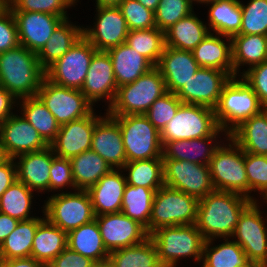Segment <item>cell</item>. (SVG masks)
I'll return each instance as SVG.
<instances>
[{
  "mask_svg": "<svg viewBox=\"0 0 267 267\" xmlns=\"http://www.w3.org/2000/svg\"><path fill=\"white\" fill-rule=\"evenodd\" d=\"M46 77L37 54L19 45L0 53V86L16 99L35 97Z\"/></svg>",
  "mask_w": 267,
  "mask_h": 267,
  "instance_id": "obj_2",
  "label": "cell"
},
{
  "mask_svg": "<svg viewBox=\"0 0 267 267\" xmlns=\"http://www.w3.org/2000/svg\"><path fill=\"white\" fill-rule=\"evenodd\" d=\"M263 200L265 199V200H267V191L263 194Z\"/></svg>",
  "mask_w": 267,
  "mask_h": 267,
  "instance_id": "obj_66",
  "label": "cell"
},
{
  "mask_svg": "<svg viewBox=\"0 0 267 267\" xmlns=\"http://www.w3.org/2000/svg\"><path fill=\"white\" fill-rule=\"evenodd\" d=\"M66 247L67 233L45 217L37 226L31 257L47 267Z\"/></svg>",
  "mask_w": 267,
  "mask_h": 267,
  "instance_id": "obj_29",
  "label": "cell"
},
{
  "mask_svg": "<svg viewBox=\"0 0 267 267\" xmlns=\"http://www.w3.org/2000/svg\"><path fill=\"white\" fill-rule=\"evenodd\" d=\"M67 246L95 263L106 262L109 258L96 219L70 231Z\"/></svg>",
  "mask_w": 267,
  "mask_h": 267,
  "instance_id": "obj_30",
  "label": "cell"
},
{
  "mask_svg": "<svg viewBox=\"0 0 267 267\" xmlns=\"http://www.w3.org/2000/svg\"><path fill=\"white\" fill-rule=\"evenodd\" d=\"M7 157L0 151V164L6 159Z\"/></svg>",
  "mask_w": 267,
  "mask_h": 267,
  "instance_id": "obj_64",
  "label": "cell"
},
{
  "mask_svg": "<svg viewBox=\"0 0 267 267\" xmlns=\"http://www.w3.org/2000/svg\"><path fill=\"white\" fill-rule=\"evenodd\" d=\"M94 127L91 150L111 167L121 170L127 162L119 123L108 113Z\"/></svg>",
  "mask_w": 267,
  "mask_h": 267,
  "instance_id": "obj_22",
  "label": "cell"
},
{
  "mask_svg": "<svg viewBox=\"0 0 267 267\" xmlns=\"http://www.w3.org/2000/svg\"><path fill=\"white\" fill-rule=\"evenodd\" d=\"M192 2L194 1H196V2H198V3H205V2H208L209 0H191Z\"/></svg>",
  "mask_w": 267,
  "mask_h": 267,
  "instance_id": "obj_65",
  "label": "cell"
},
{
  "mask_svg": "<svg viewBox=\"0 0 267 267\" xmlns=\"http://www.w3.org/2000/svg\"><path fill=\"white\" fill-rule=\"evenodd\" d=\"M242 79L253 89L261 105L267 107V60L248 68L241 75Z\"/></svg>",
  "mask_w": 267,
  "mask_h": 267,
  "instance_id": "obj_53",
  "label": "cell"
},
{
  "mask_svg": "<svg viewBox=\"0 0 267 267\" xmlns=\"http://www.w3.org/2000/svg\"><path fill=\"white\" fill-rule=\"evenodd\" d=\"M263 109L253 89L242 78L237 80L235 76L224 85L214 113L219 127L228 136L242 122Z\"/></svg>",
  "mask_w": 267,
  "mask_h": 267,
  "instance_id": "obj_3",
  "label": "cell"
},
{
  "mask_svg": "<svg viewBox=\"0 0 267 267\" xmlns=\"http://www.w3.org/2000/svg\"><path fill=\"white\" fill-rule=\"evenodd\" d=\"M219 128L213 108L182 103L176 115L160 132L161 144L207 137Z\"/></svg>",
  "mask_w": 267,
  "mask_h": 267,
  "instance_id": "obj_9",
  "label": "cell"
},
{
  "mask_svg": "<svg viewBox=\"0 0 267 267\" xmlns=\"http://www.w3.org/2000/svg\"><path fill=\"white\" fill-rule=\"evenodd\" d=\"M112 117L119 123L127 162L162 158L160 131L144 114Z\"/></svg>",
  "mask_w": 267,
  "mask_h": 267,
  "instance_id": "obj_8",
  "label": "cell"
},
{
  "mask_svg": "<svg viewBox=\"0 0 267 267\" xmlns=\"http://www.w3.org/2000/svg\"><path fill=\"white\" fill-rule=\"evenodd\" d=\"M182 103L176 94L167 92L158 98L144 115L161 132L166 124L176 115Z\"/></svg>",
  "mask_w": 267,
  "mask_h": 267,
  "instance_id": "obj_47",
  "label": "cell"
},
{
  "mask_svg": "<svg viewBox=\"0 0 267 267\" xmlns=\"http://www.w3.org/2000/svg\"><path fill=\"white\" fill-rule=\"evenodd\" d=\"M244 152L267 155V112L263 109L228 135Z\"/></svg>",
  "mask_w": 267,
  "mask_h": 267,
  "instance_id": "obj_31",
  "label": "cell"
},
{
  "mask_svg": "<svg viewBox=\"0 0 267 267\" xmlns=\"http://www.w3.org/2000/svg\"><path fill=\"white\" fill-rule=\"evenodd\" d=\"M44 218L34 217L29 220L19 221L17 227L0 245V259L31 257L37 226Z\"/></svg>",
  "mask_w": 267,
  "mask_h": 267,
  "instance_id": "obj_37",
  "label": "cell"
},
{
  "mask_svg": "<svg viewBox=\"0 0 267 267\" xmlns=\"http://www.w3.org/2000/svg\"><path fill=\"white\" fill-rule=\"evenodd\" d=\"M126 184V177L112 169L87 190L95 216L121 212Z\"/></svg>",
  "mask_w": 267,
  "mask_h": 267,
  "instance_id": "obj_24",
  "label": "cell"
},
{
  "mask_svg": "<svg viewBox=\"0 0 267 267\" xmlns=\"http://www.w3.org/2000/svg\"><path fill=\"white\" fill-rule=\"evenodd\" d=\"M127 27L130 30H143L156 27L154 11L137 0H122L118 5Z\"/></svg>",
  "mask_w": 267,
  "mask_h": 267,
  "instance_id": "obj_48",
  "label": "cell"
},
{
  "mask_svg": "<svg viewBox=\"0 0 267 267\" xmlns=\"http://www.w3.org/2000/svg\"><path fill=\"white\" fill-rule=\"evenodd\" d=\"M20 45L36 54L42 49L58 25L68 17L40 12L12 11Z\"/></svg>",
  "mask_w": 267,
  "mask_h": 267,
  "instance_id": "obj_20",
  "label": "cell"
},
{
  "mask_svg": "<svg viewBox=\"0 0 267 267\" xmlns=\"http://www.w3.org/2000/svg\"><path fill=\"white\" fill-rule=\"evenodd\" d=\"M220 131L223 132L224 130L219 128L214 134L207 137L165 142L162 145V158L187 160L196 164L209 165L214 151L218 147L217 142L214 144V146H212L211 143ZM209 144L211 146H208ZM199 156L203 158H200Z\"/></svg>",
  "mask_w": 267,
  "mask_h": 267,
  "instance_id": "obj_27",
  "label": "cell"
},
{
  "mask_svg": "<svg viewBox=\"0 0 267 267\" xmlns=\"http://www.w3.org/2000/svg\"><path fill=\"white\" fill-rule=\"evenodd\" d=\"M252 201L238 193L218 190L199 199L195 224L203 239L231 237L241 213Z\"/></svg>",
  "mask_w": 267,
  "mask_h": 267,
  "instance_id": "obj_1",
  "label": "cell"
},
{
  "mask_svg": "<svg viewBox=\"0 0 267 267\" xmlns=\"http://www.w3.org/2000/svg\"><path fill=\"white\" fill-rule=\"evenodd\" d=\"M0 267H45L33 257L0 259Z\"/></svg>",
  "mask_w": 267,
  "mask_h": 267,
  "instance_id": "obj_57",
  "label": "cell"
},
{
  "mask_svg": "<svg viewBox=\"0 0 267 267\" xmlns=\"http://www.w3.org/2000/svg\"><path fill=\"white\" fill-rule=\"evenodd\" d=\"M240 267H262V266L256 262L248 261L246 264Z\"/></svg>",
  "mask_w": 267,
  "mask_h": 267,
  "instance_id": "obj_61",
  "label": "cell"
},
{
  "mask_svg": "<svg viewBox=\"0 0 267 267\" xmlns=\"http://www.w3.org/2000/svg\"><path fill=\"white\" fill-rule=\"evenodd\" d=\"M228 72L200 67L192 78L176 93L183 102L215 108L224 85L231 79Z\"/></svg>",
  "mask_w": 267,
  "mask_h": 267,
  "instance_id": "obj_17",
  "label": "cell"
},
{
  "mask_svg": "<svg viewBox=\"0 0 267 267\" xmlns=\"http://www.w3.org/2000/svg\"><path fill=\"white\" fill-rule=\"evenodd\" d=\"M240 5L242 23L238 34L267 36V0H250L247 5Z\"/></svg>",
  "mask_w": 267,
  "mask_h": 267,
  "instance_id": "obj_45",
  "label": "cell"
},
{
  "mask_svg": "<svg viewBox=\"0 0 267 267\" xmlns=\"http://www.w3.org/2000/svg\"><path fill=\"white\" fill-rule=\"evenodd\" d=\"M212 241H204L203 267H240L248 262L244 250L236 240L229 242L228 238H225L224 243L215 247L210 246Z\"/></svg>",
  "mask_w": 267,
  "mask_h": 267,
  "instance_id": "obj_42",
  "label": "cell"
},
{
  "mask_svg": "<svg viewBox=\"0 0 267 267\" xmlns=\"http://www.w3.org/2000/svg\"><path fill=\"white\" fill-rule=\"evenodd\" d=\"M14 159L6 158L0 164V197L17 179L16 162Z\"/></svg>",
  "mask_w": 267,
  "mask_h": 267,
  "instance_id": "obj_55",
  "label": "cell"
},
{
  "mask_svg": "<svg viewBox=\"0 0 267 267\" xmlns=\"http://www.w3.org/2000/svg\"><path fill=\"white\" fill-rule=\"evenodd\" d=\"M227 138L232 145H218L208 165L213 187L218 191L241 194L254 201L249 194L245 152L229 136Z\"/></svg>",
  "mask_w": 267,
  "mask_h": 267,
  "instance_id": "obj_7",
  "label": "cell"
},
{
  "mask_svg": "<svg viewBox=\"0 0 267 267\" xmlns=\"http://www.w3.org/2000/svg\"><path fill=\"white\" fill-rule=\"evenodd\" d=\"M56 118L59 125L90 115L93 104L81 90L62 87L46 77L36 95Z\"/></svg>",
  "mask_w": 267,
  "mask_h": 267,
  "instance_id": "obj_11",
  "label": "cell"
},
{
  "mask_svg": "<svg viewBox=\"0 0 267 267\" xmlns=\"http://www.w3.org/2000/svg\"><path fill=\"white\" fill-rule=\"evenodd\" d=\"M96 48L82 36L46 71V78L56 85L81 90Z\"/></svg>",
  "mask_w": 267,
  "mask_h": 267,
  "instance_id": "obj_12",
  "label": "cell"
},
{
  "mask_svg": "<svg viewBox=\"0 0 267 267\" xmlns=\"http://www.w3.org/2000/svg\"><path fill=\"white\" fill-rule=\"evenodd\" d=\"M69 22L67 19H64L37 53L38 61L45 71L83 36V28L72 25Z\"/></svg>",
  "mask_w": 267,
  "mask_h": 267,
  "instance_id": "obj_32",
  "label": "cell"
},
{
  "mask_svg": "<svg viewBox=\"0 0 267 267\" xmlns=\"http://www.w3.org/2000/svg\"><path fill=\"white\" fill-rule=\"evenodd\" d=\"M19 220L0 212V245L5 238L17 227Z\"/></svg>",
  "mask_w": 267,
  "mask_h": 267,
  "instance_id": "obj_58",
  "label": "cell"
},
{
  "mask_svg": "<svg viewBox=\"0 0 267 267\" xmlns=\"http://www.w3.org/2000/svg\"><path fill=\"white\" fill-rule=\"evenodd\" d=\"M101 118L92 112L86 117L60 125L55 140L49 145L54 154L71 159L84 151L91 150L94 127Z\"/></svg>",
  "mask_w": 267,
  "mask_h": 267,
  "instance_id": "obj_19",
  "label": "cell"
},
{
  "mask_svg": "<svg viewBox=\"0 0 267 267\" xmlns=\"http://www.w3.org/2000/svg\"><path fill=\"white\" fill-rule=\"evenodd\" d=\"M95 28H84L83 36L99 51H108L126 41L129 29L118 6H96Z\"/></svg>",
  "mask_w": 267,
  "mask_h": 267,
  "instance_id": "obj_18",
  "label": "cell"
},
{
  "mask_svg": "<svg viewBox=\"0 0 267 267\" xmlns=\"http://www.w3.org/2000/svg\"><path fill=\"white\" fill-rule=\"evenodd\" d=\"M122 0H96V6H118Z\"/></svg>",
  "mask_w": 267,
  "mask_h": 267,
  "instance_id": "obj_60",
  "label": "cell"
},
{
  "mask_svg": "<svg viewBox=\"0 0 267 267\" xmlns=\"http://www.w3.org/2000/svg\"><path fill=\"white\" fill-rule=\"evenodd\" d=\"M258 208L254 200L243 210L231 237H237L248 261L267 267V226Z\"/></svg>",
  "mask_w": 267,
  "mask_h": 267,
  "instance_id": "obj_13",
  "label": "cell"
},
{
  "mask_svg": "<svg viewBox=\"0 0 267 267\" xmlns=\"http://www.w3.org/2000/svg\"><path fill=\"white\" fill-rule=\"evenodd\" d=\"M19 45L16 20L11 9L6 6L0 11V53Z\"/></svg>",
  "mask_w": 267,
  "mask_h": 267,
  "instance_id": "obj_51",
  "label": "cell"
},
{
  "mask_svg": "<svg viewBox=\"0 0 267 267\" xmlns=\"http://www.w3.org/2000/svg\"><path fill=\"white\" fill-rule=\"evenodd\" d=\"M95 219L109 253L140 244L150 237L143 225L122 212L98 215Z\"/></svg>",
  "mask_w": 267,
  "mask_h": 267,
  "instance_id": "obj_16",
  "label": "cell"
},
{
  "mask_svg": "<svg viewBox=\"0 0 267 267\" xmlns=\"http://www.w3.org/2000/svg\"><path fill=\"white\" fill-rule=\"evenodd\" d=\"M43 208L45 217L67 234L96 217L87 190L54 194Z\"/></svg>",
  "mask_w": 267,
  "mask_h": 267,
  "instance_id": "obj_10",
  "label": "cell"
},
{
  "mask_svg": "<svg viewBox=\"0 0 267 267\" xmlns=\"http://www.w3.org/2000/svg\"><path fill=\"white\" fill-rule=\"evenodd\" d=\"M163 267H176L180 257L202 260L204 239L196 224L161 227L150 234Z\"/></svg>",
  "mask_w": 267,
  "mask_h": 267,
  "instance_id": "obj_6",
  "label": "cell"
},
{
  "mask_svg": "<svg viewBox=\"0 0 267 267\" xmlns=\"http://www.w3.org/2000/svg\"><path fill=\"white\" fill-rule=\"evenodd\" d=\"M49 175V190L62 189L67 185L76 189L70 159L55 156L51 162Z\"/></svg>",
  "mask_w": 267,
  "mask_h": 267,
  "instance_id": "obj_52",
  "label": "cell"
},
{
  "mask_svg": "<svg viewBox=\"0 0 267 267\" xmlns=\"http://www.w3.org/2000/svg\"><path fill=\"white\" fill-rule=\"evenodd\" d=\"M125 43L157 66L165 48V32L157 27L130 30Z\"/></svg>",
  "mask_w": 267,
  "mask_h": 267,
  "instance_id": "obj_43",
  "label": "cell"
},
{
  "mask_svg": "<svg viewBox=\"0 0 267 267\" xmlns=\"http://www.w3.org/2000/svg\"><path fill=\"white\" fill-rule=\"evenodd\" d=\"M49 145L23 117L12 114L0 125V151L14 159L19 155L40 151Z\"/></svg>",
  "mask_w": 267,
  "mask_h": 267,
  "instance_id": "obj_15",
  "label": "cell"
},
{
  "mask_svg": "<svg viewBox=\"0 0 267 267\" xmlns=\"http://www.w3.org/2000/svg\"><path fill=\"white\" fill-rule=\"evenodd\" d=\"M32 192L23 182L16 179L0 197V212L19 221L34 218L29 216Z\"/></svg>",
  "mask_w": 267,
  "mask_h": 267,
  "instance_id": "obj_44",
  "label": "cell"
},
{
  "mask_svg": "<svg viewBox=\"0 0 267 267\" xmlns=\"http://www.w3.org/2000/svg\"><path fill=\"white\" fill-rule=\"evenodd\" d=\"M192 4L191 0H160L154 12L156 27L165 32L193 12Z\"/></svg>",
  "mask_w": 267,
  "mask_h": 267,
  "instance_id": "obj_46",
  "label": "cell"
},
{
  "mask_svg": "<svg viewBox=\"0 0 267 267\" xmlns=\"http://www.w3.org/2000/svg\"><path fill=\"white\" fill-rule=\"evenodd\" d=\"M117 89L109 53L97 50L91 59L81 92L92 104L106 97L110 107L116 97Z\"/></svg>",
  "mask_w": 267,
  "mask_h": 267,
  "instance_id": "obj_21",
  "label": "cell"
},
{
  "mask_svg": "<svg viewBox=\"0 0 267 267\" xmlns=\"http://www.w3.org/2000/svg\"><path fill=\"white\" fill-rule=\"evenodd\" d=\"M165 81L168 92L176 94L200 69L192 51L165 46L156 66Z\"/></svg>",
  "mask_w": 267,
  "mask_h": 267,
  "instance_id": "obj_23",
  "label": "cell"
},
{
  "mask_svg": "<svg viewBox=\"0 0 267 267\" xmlns=\"http://www.w3.org/2000/svg\"><path fill=\"white\" fill-rule=\"evenodd\" d=\"M7 6V0H0V11Z\"/></svg>",
  "mask_w": 267,
  "mask_h": 267,
  "instance_id": "obj_63",
  "label": "cell"
},
{
  "mask_svg": "<svg viewBox=\"0 0 267 267\" xmlns=\"http://www.w3.org/2000/svg\"><path fill=\"white\" fill-rule=\"evenodd\" d=\"M231 39L234 77L242 64L253 67L267 60V36L235 34Z\"/></svg>",
  "mask_w": 267,
  "mask_h": 267,
  "instance_id": "obj_36",
  "label": "cell"
},
{
  "mask_svg": "<svg viewBox=\"0 0 267 267\" xmlns=\"http://www.w3.org/2000/svg\"><path fill=\"white\" fill-rule=\"evenodd\" d=\"M112 61L118 87L135 82L141 75L155 67L147 58L125 42L107 51Z\"/></svg>",
  "mask_w": 267,
  "mask_h": 267,
  "instance_id": "obj_26",
  "label": "cell"
},
{
  "mask_svg": "<svg viewBox=\"0 0 267 267\" xmlns=\"http://www.w3.org/2000/svg\"><path fill=\"white\" fill-rule=\"evenodd\" d=\"M198 204V198L163 185L154 195L148 234L161 227L195 224Z\"/></svg>",
  "mask_w": 267,
  "mask_h": 267,
  "instance_id": "obj_5",
  "label": "cell"
},
{
  "mask_svg": "<svg viewBox=\"0 0 267 267\" xmlns=\"http://www.w3.org/2000/svg\"><path fill=\"white\" fill-rule=\"evenodd\" d=\"M76 0H7L11 11L40 12L67 17L65 11Z\"/></svg>",
  "mask_w": 267,
  "mask_h": 267,
  "instance_id": "obj_49",
  "label": "cell"
},
{
  "mask_svg": "<svg viewBox=\"0 0 267 267\" xmlns=\"http://www.w3.org/2000/svg\"><path fill=\"white\" fill-rule=\"evenodd\" d=\"M95 264L67 246L47 267H93Z\"/></svg>",
  "mask_w": 267,
  "mask_h": 267,
  "instance_id": "obj_54",
  "label": "cell"
},
{
  "mask_svg": "<svg viewBox=\"0 0 267 267\" xmlns=\"http://www.w3.org/2000/svg\"><path fill=\"white\" fill-rule=\"evenodd\" d=\"M167 92L164 78L155 66L135 82L118 87L114 102L107 113L110 116L145 114Z\"/></svg>",
  "mask_w": 267,
  "mask_h": 267,
  "instance_id": "obj_4",
  "label": "cell"
},
{
  "mask_svg": "<svg viewBox=\"0 0 267 267\" xmlns=\"http://www.w3.org/2000/svg\"><path fill=\"white\" fill-rule=\"evenodd\" d=\"M55 156L50 146L17 156L14 158H19L16 164L17 180L23 182L32 191H49L50 167Z\"/></svg>",
  "mask_w": 267,
  "mask_h": 267,
  "instance_id": "obj_25",
  "label": "cell"
},
{
  "mask_svg": "<svg viewBox=\"0 0 267 267\" xmlns=\"http://www.w3.org/2000/svg\"><path fill=\"white\" fill-rule=\"evenodd\" d=\"M219 36L210 33L192 50L197 64L203 68H212L228 72L234 77L232 62V39L228 37V45Z\"/></svg>",
  "mask_w": 267,
  "mask_h": 267,
  "instance_id": "obj_28",
  "label": "cell"
},
{
  "mask_svg": "<svg viewBox=\"0 0 267 267\" xmlns=\"http://www.w3.org/2000/svg\"><path fill=\"white\" fill-rule=\"evenodd\" d=\"M108 262L113 267H163L150 237L140 244L110 252Z\"/></svg>",
  "mask_w": 267,
  "mask_h": 267,
  "instance_id": "obj_38",
  "label": "cell"
},
{
  "mask_svg": "<svg viewBox=\"0 0 267 267\" xmlns=\"http://www.w3.org/2000/svg\"><path fill=\"white\" fill-rule=\"evenodd\" d=\"M209 26L217 35L232 37L240 32L242 12L238 0H209Z\"/></svg>",
  "mask_w": 267,
  "mask_h": 267,
  "instance_id": "obj_35",
  "label": "cell"
},
{
  "mask_svg": "<svg viewBox=\"0 0 267 267\" xmlns=\"http://www.w3.org/2000/svg\"><path fill=\"white\" fill-rule=\"evenodd\" d=\"M93 267H113L108 261L103 263H96Z\"/></svg>",
  "mask_w": 267,
  "mask_h": 267,
  "instance_id": "obj_62",
  "label": "cell"
},
{
  "mask_svg": "<svg viewBox=\"0 0 267 267\" xmlns=\"http://www.w3.org/2000/svg\"><path fill=\"white\" fill-rule=\"evenodd\" d=\"M22 100V116L37 130L43 140L50 145L60 130V125L56 118L37 96L22 98Z\"/></svg>",
  "mask_w": 267,
  "mask_h": 267,
  "instance_id": "obj_40",
  "label": "cell"
},
{
  "mask_svg": "<svg viewBox=\"0 0 267 267\" xmlns=\"http://www.w3.org/2000/svg\"><path fill=\"white\" fill-rule=\"evenodd\" d=\"M122 169H128L126 182L133 186L159 189L164 185L163 158L126 162Z\"/></svg>",
  "mask_w": 267,
  "mask_h": 267,
  "instance_id": "obj_41",
  "label": "cell"
},
{
  "mask_svg": "<svg viewBox=\"0 0 267 267\" xmlns=\"http://www.w3.org/2000/svg\"><path fill=\"white\" fill-rule=\"evenodd\" d=\"M137 1L142 5H144L146 8L154 12L156 11L158 3L160 2V0H137Z\"/></svg>",
  "mask_w": 267,
  "mask_h": 267,
  "instance_id": "obj_59",
  "label": "cell"
},
{
  "mask_svg": "<svg viewBox=\"0 0 267 267\" xmlns=\"http://www.w3.org/2000/svg\"><path fill=\"white\" fill-rule=\"evenodd\" d=\"M163 172L164 185L198 199L215 190L208 165L187 160L163 159Z\"/></svg>",
  "mask_w": 267,
  "mask_h": 267,
  "instance_id": "obj_14",
  "label": "cell"
},
{
  "mask_svg": "<svg viewBox=\"0 0 267 267\" xmlns=\"http://www.w3.org/2000/svg\"><path fill=\"white\" fill-rule=\"evenodd\" d=\"M76 190H88L112 167L96 152L84 151L70 159Z\"/></svg>",
  "mask_w": 267,
  "mask_h": 267,
  "instance_id": "obj_34",
  "label": "cell"
},
{
  "mask_svg": "<svg viewBox=\"0 0 267 267\" xmlns=\"http://www.w3.org/2000/svg\"><path fill=\"white\" fill-rule=\"evenodd\" d=\"M17 100L9 91L0 86V125L12 115V105Z\"/></svg>",
  "mask_w": 267,
  "mask_h": 267,
  "instance_id": "obj_56",
  "label": "cell"
},
{
  "mask_svg": "<svg viewBox=\"0 0 267 267\" xmlns=\"http://www.w3.org/2000/svg\"><path fill=\"white\" fill-rule=\"evenodd\" d=\"M245 170L249 183V193L258 190L263 195L267 191V155L245 152Z\"/></svg>",
  "mask_w": 267,
  "mask_h": 267,
  "instance_id": "obj_50",
  "label": "cell"
},
{
  "mask_svg": "<svg viewBox=\"0 0 267 267\" xmlns=\"http://www.w3.org/2000/svg\"><path fill=\"white\" fill-rule=\"evenodd\" d=\"M157 190L129 184L124 188L121 212L143 225L147 232Z\"/></svg>",
  "mask_w": 267,
  "mask_h": 267,
  "instance_id": "obj_39",
  "label": "cell"
},
{
  "mask_svg": "<svg viewBox=\"0 0 267 267\" xmlns=\"http://www.w3.org/2000/svg\"><path fill=\"white\" fill-rule=\"evenodd\" d=\"M210 33L206 24L191 13L165 31V46L192 51Z\"/></svg>",
  "mask_w": 267,
  "mask_h": 267,
  "instance_id": "obj_33",
  "label": "cell"
}]
</instances>
